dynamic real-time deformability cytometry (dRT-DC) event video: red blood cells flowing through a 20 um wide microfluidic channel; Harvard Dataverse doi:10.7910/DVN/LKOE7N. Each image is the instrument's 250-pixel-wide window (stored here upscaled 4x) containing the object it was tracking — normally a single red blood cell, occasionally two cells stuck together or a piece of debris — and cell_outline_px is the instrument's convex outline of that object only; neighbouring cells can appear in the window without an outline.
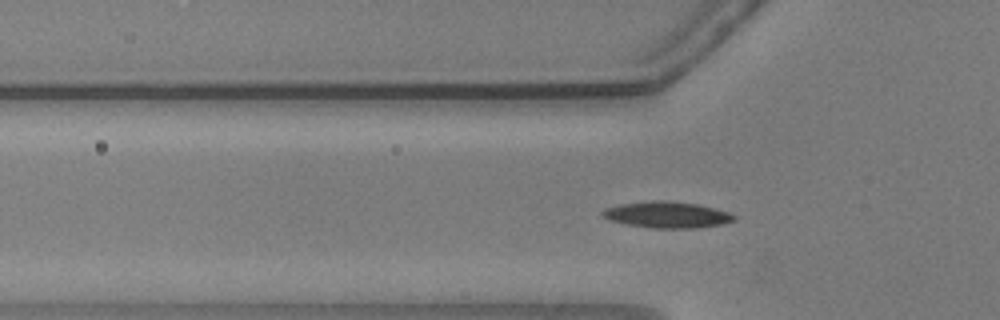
{"species": "common noctule bat (a hibernating species)", "species_latin": "Nyctalus noctula", "temperature_condition": "warm", "stored_images_in_passage": 45, "segment_of_instrument_passage": [1, 2], "camera_frame_rate_fps": 3000, "um_per_image_px": 0.085, "animal": {"sex": "male", "body_mass_g": 20.5, "forearm_length_mm": 52.5}, "frame": {"image": 1, "passage_image": 6, "time_ms": 1.667, "image_size_px": [1000, 320], "cell_outline_px": [[736, 220], [720, 224], [696, 228], [652, 228], [628, 224], [612, 220], [604, 216], [600, 212], [604, 208], [620, 204], [652, 200], [668, 200], [700, 204], [728, 212], [736, 216]], "centroid_in_image_um": [56.72, 18.24], "position_along_channel_um": 69.1, "area_um2": 20.11}}
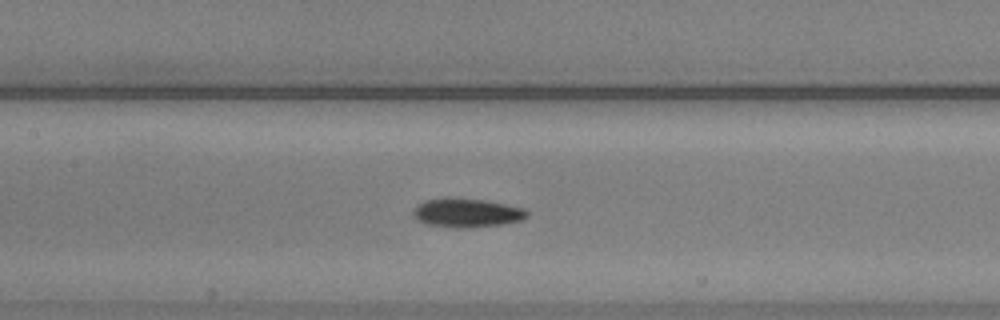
{"frame": {"image": 2, "passage_image": 14, "time_ms": 4.333, "image_size_px": [1000, 320], "cell_outline_px": [[528, 216], [520, 220], [504, 224], [472, 228], [452, 228], [424, 224], [416, 220], [412, 212], [424, 200], [444, 196], [452, 196], [484, 200], [524, 208], [528, 212]], "centroid_in_image_um": [39.63, 18.08], "position_along_channel_um": 167.8, "area_um2": 19.65}}
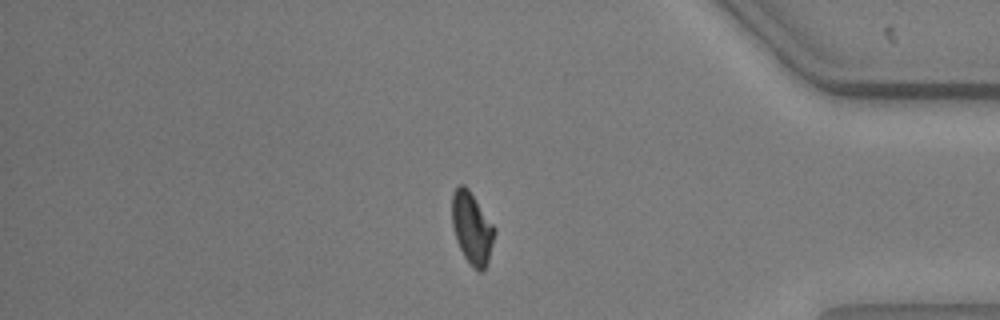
{"frame": {"image": 3, "passage_image": 35, "time_ms": 11.333, "image_size_px": [1000, 320], "cell_outline_px": [[496, 232], [488, 260], [484, 268], [480, 272], [476, 272], [472, 268], [464, 256], [456, 240], [452, 224], [452, 192], [460, 184], [464, 184], [468, 188], [496, 228]], "centroid_in_image_um": [40.11, 19.39], "position_along_channel_um": 395.1, "area_um2": 17.86}}